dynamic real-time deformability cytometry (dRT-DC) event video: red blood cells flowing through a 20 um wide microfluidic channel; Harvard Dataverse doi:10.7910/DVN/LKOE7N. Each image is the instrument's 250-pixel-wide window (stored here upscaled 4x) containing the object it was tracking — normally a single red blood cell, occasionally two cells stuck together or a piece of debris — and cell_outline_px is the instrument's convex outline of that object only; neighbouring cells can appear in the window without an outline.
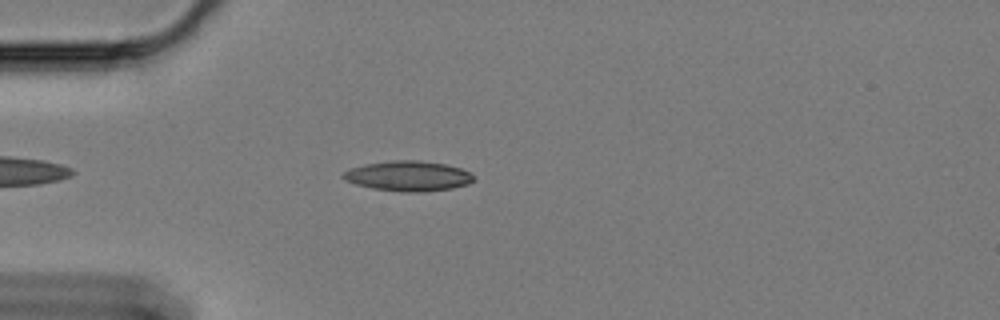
{"species": "Egyptian fruit bat (a non-hibernating species)", "species_latin": "Rousettus aegyptiacus", "temperature_condition": "cold", "stored_images_in_passage": 49, "camera_frame_rate_fps": 3000, "um_per_image_px": 0.085, "animal": {"sex": "female"}, "frame": {"image": 1, "passage_image": 6, "time_ms": 1.667, "image_size_px": [1000, 320], "cell_outline_px": [[472, 180], [468, 184], [452, 188], [424, 192], [404, 192], [372, 188], [356, 184], [344, 180], [340, 176], [344, 172], [352, 168], [364, 164], [392, 160], [416, 160], [444, 164], [460, 168], [468, 172], [472, 176]], "centroid_in_image_um": [34.65, 14.96], "position_along_channel_um": 50.3, "area_um2": 22.72}}
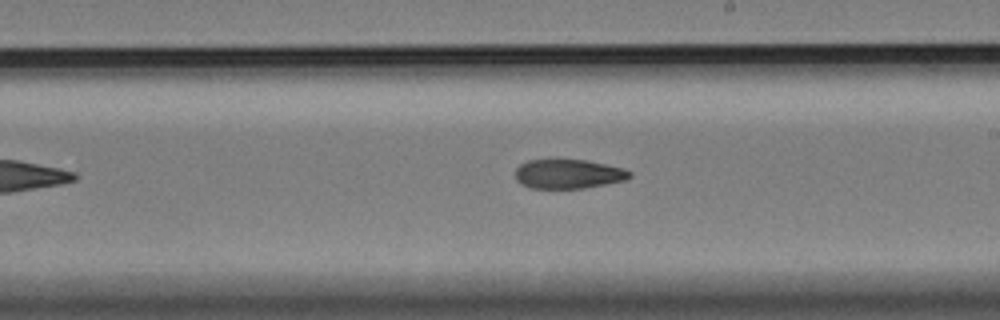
{"frame": {"image": 2, "passage_image": 24, "time_ms": 7.667, "image_size_px": [1000, 320], "cell_outline_px": [[632, 176], [628, 180], [584, 188], [532, 188], [520, 184], [516, 180], [516, 168], [520, 164], [528, 160], [552, 156], [556, 156], [588, 160], [624, 168], [632, 172]], "centroid_in_image_um": [48.3, 14.73], "position_along_channel_um": 240.7, "area_um2": 20.58}}
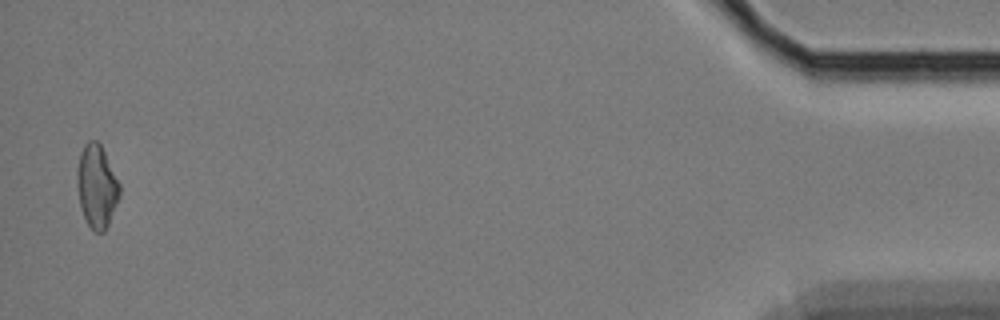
{"frame": {"image": 3, "passage_image": 48, "time_ms": 15.667, "image_size_px": [1000, 320], "cell_outline_px": [[120, 196], [108, 224], [104, 232], [96, 232], [88, 224], [84, 216], [80, 204], [76, 184], [76, 172], [80, 152], [84, 144], [88, 140], [96, 140], [100, 144], [120, 184]], "centroid_in_image_um": [8.21, 15.81], "position_along_channel_um": 427.0, "area_um2": 20.46}, "authors_computed_cell_mechanics": {"area_um2": 20.7502, "velocity_mm_per_s": 3.3739, "shape_relaxation_time_tau1_ms": null, "shape_relaxation_time_tau2_ms": 5.3911, "deformation_change_tau1": null, "deformation_change_tau2": 0.1093}}